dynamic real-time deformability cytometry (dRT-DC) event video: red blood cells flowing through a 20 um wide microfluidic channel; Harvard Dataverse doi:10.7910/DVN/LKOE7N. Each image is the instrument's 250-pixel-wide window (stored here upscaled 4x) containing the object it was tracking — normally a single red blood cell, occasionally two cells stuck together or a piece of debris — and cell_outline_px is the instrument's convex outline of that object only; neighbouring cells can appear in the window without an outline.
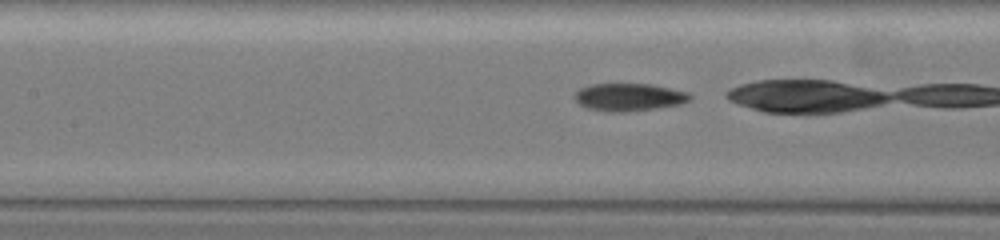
{"species": "common noctule bat (a hibernating species)", "species_latin": "Nyctalus noctula", "temperature_condition": "warm", "stored_images_in_passage": 27, "camera_frame_rate_fps": 3000, "um_per_image_px": 0.085, "animal": {"sex": "female", "body_mass_g": 19.5, "forearm_length_mm": 54.1}, "frame": {"image": 1, "passage_image": 26, "time_ms": 8.333, "image_size_px": [1000, 240], "cell_outline_px": [[692, 96], [688, 100], [680, 104], [656, 108], [624, 112], [608, 112], [588, 108], [580, 104], [572, 96], [580, 88], [592, 84], [652, 84], [688, 92]], "centroid_in_image_um": [53.44, 8.25], "position_along_channel_um": 154.0, "area_um2": 18.5}}